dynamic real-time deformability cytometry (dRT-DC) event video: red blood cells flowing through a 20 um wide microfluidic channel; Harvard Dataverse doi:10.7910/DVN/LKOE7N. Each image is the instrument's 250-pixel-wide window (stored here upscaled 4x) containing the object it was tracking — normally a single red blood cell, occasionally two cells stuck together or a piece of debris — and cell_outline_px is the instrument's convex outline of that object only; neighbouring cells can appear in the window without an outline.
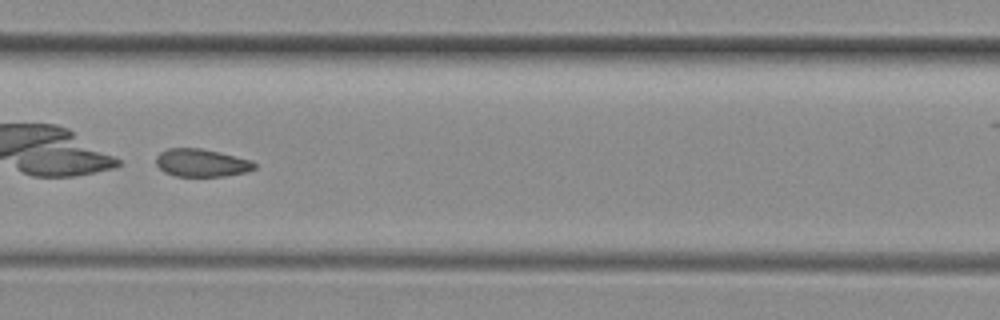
{"species": "common noctule bat (a hibernating species)", "species_latin": "Nyctalus noctula", "temperature_condition": "room temperature", "stored_images_in_passage": 42, "camera_frame_rate_fps": 3000, "um_per_image_px": 0.085, "animal": {"sex": "female", "body_mass_g": 29.2, "forearm_length_mm": 56.3}, "frame": {"image": 1, "passage_image": 24, "time_ms": 7.667, "image_size_px": [1000, 320], "cell_outline_px": [[256, 168], [248, 172], [224, 176], [176, 176], [164, 172], [156, 164], [156, 156], [160, 152], [168, 148], [200, 148], [220, 152], [252, 160], [256, 164]], "centroid_in_image_um": [17.15, 13.84], "position_along_channel_um": 190.3, "area_um2": 16.07}}
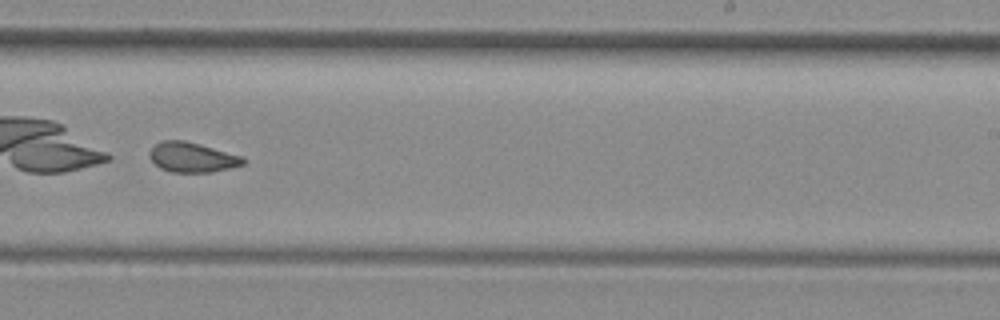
{"frame": {"image": 2, "passage_image": 30, "time_ms": 9.667, "image_size_px": [1000, 320], "cell_outline_px": [[244, 164], [212, 172], [172, 172], [160, 168], [148, 156], [148, 152], [156, 144], [164, 140], [184, 140], [200, 144], [244, 156]], "centroid_in_image_um": [16.33, 13.36], "position_along_channel_um": 272.7, "area_um2": 16.24}, "authors_computed_cell_mechanics": {"area_um2": 20.6635, "velocity_mm_per_s": 4.1349, "shape_relaxation_time_tau1_ms": 2.348, "shape_relaxation_time_tau2_ms": null, "deformation_change_tau1": 0.172, "deformation_change_tau2": null}}